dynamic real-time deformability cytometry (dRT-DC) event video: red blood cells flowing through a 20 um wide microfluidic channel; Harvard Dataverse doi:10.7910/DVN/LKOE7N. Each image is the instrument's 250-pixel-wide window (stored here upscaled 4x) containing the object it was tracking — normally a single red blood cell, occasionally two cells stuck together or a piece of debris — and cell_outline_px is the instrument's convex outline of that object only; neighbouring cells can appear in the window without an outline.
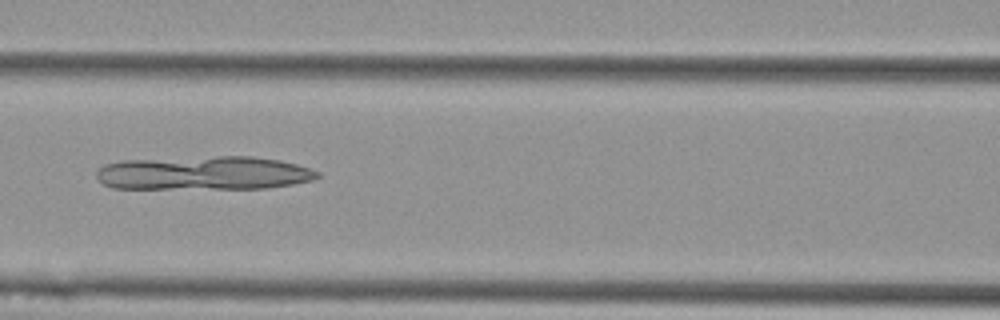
{"species": "Egyptian fruit bat (a non-hibernating species)", "species_latin": "Rousettus aegyptiacus", "temperature_condition": "cold", "stored_images_in_passage": 7, "camera_frame_rate_fps": 3000, "um_per_image_px": 0.085, "animal": {"sex": "female"}, "frame": {"image": 1, "passage_image": 7, "time_ms": 2.0, "image_size_px": [1000, 320], "cell_outline_px": [[320, 176], [312, 180], [292, 184], [264, 188], [112, 188], [104, 184], [96, 176], [96, 172], [104, 164], [124, 160], [216, 156], [252, 156], [280, 160], [296, 164], [320, 172]], "centroid_in_image_um": [17.33, 14.7], "position_along_channel_um": 149.3, "area_um2": 43.29}}